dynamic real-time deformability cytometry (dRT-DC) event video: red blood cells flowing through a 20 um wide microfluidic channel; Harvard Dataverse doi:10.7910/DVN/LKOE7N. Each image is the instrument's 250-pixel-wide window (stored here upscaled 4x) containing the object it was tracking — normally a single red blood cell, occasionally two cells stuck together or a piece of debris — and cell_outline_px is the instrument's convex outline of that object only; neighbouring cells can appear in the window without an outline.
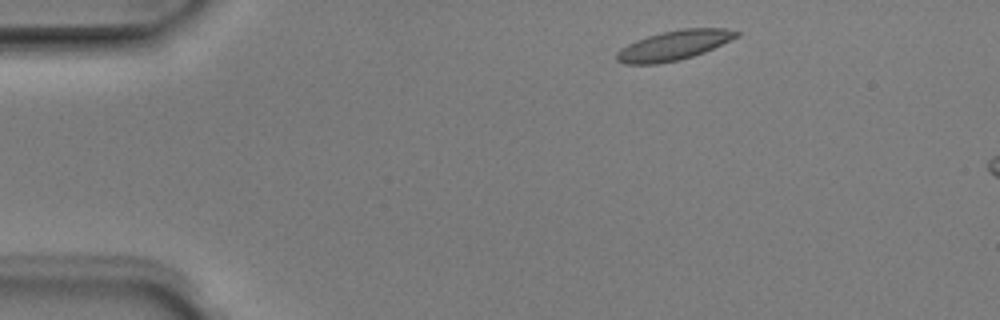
{"species": "Egyptian fruit bat (a non-hibernating species)", "species_latin": "Rousettus aegyptiacus", "temperature_condition": "room temperature", "stored_images_in_passage": 3, "camera_frame_rate_fps": 3000, "um_per_image_px": 0.085, "animal": {"sex": "male"}, "frame": {"image": 1, "passage_image": 1, "time_ms": 0.0, "image_size_px": [1000, 320], "cell_outline_px": [[740, 36], [704, 52], [680, 60], [656, 64], [624, 64], [616, 60], [616, 52], [620, 48], [636, 40], [660, 32], [684, 28], [724, 28], [740, 32]], "centroid_in_image_um": [57.27, 3.85], "position_along_channel_um": 27.7, "area_um2": 20.75}}